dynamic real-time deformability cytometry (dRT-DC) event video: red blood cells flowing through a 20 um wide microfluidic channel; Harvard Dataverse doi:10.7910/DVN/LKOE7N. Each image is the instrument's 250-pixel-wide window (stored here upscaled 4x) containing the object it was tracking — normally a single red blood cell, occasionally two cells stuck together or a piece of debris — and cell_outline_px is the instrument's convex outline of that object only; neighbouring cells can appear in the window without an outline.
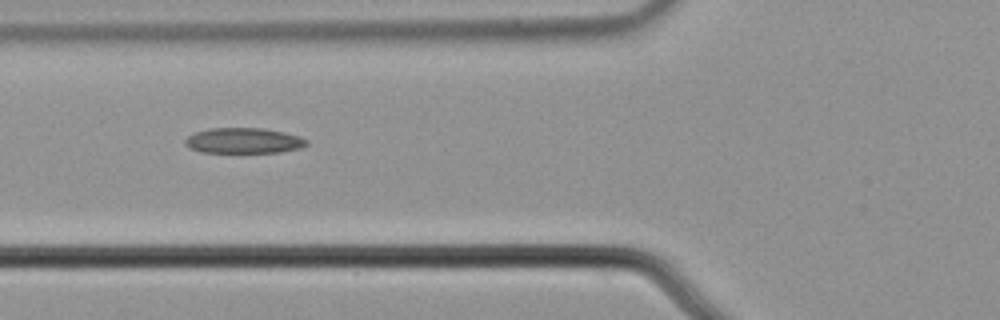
{"species": "common noctule bat (a hibernating species)", "species_latin": "Nyctalus noctula", "temperature_condition": "cold", "stored_images_in_passage": 3, "camera_frame_rate_fps": 3000, "um_per_image_px": 0.085, "animal": {"sex": "male", "body_mass_g": 21.5, "forearm_length_mm": 52.0}, "frame": {"image": 1, "passage_image": 2, "time_ms": 0.333, "image_size_px": [1000, 320], "cell_outline_px": [[308, 144], [300, 148], [280, 152], [200, 152], [188, 148], [184, 144], [184, 140], [188, 136], [196, 132], [208, 128], [264, 128], [284, 132], [300, 136], [308, 140]], "centroid_in_image_um": [20.7, 11.95], "position_along_channel_um": 105.1, "area_um2": 18.15}}
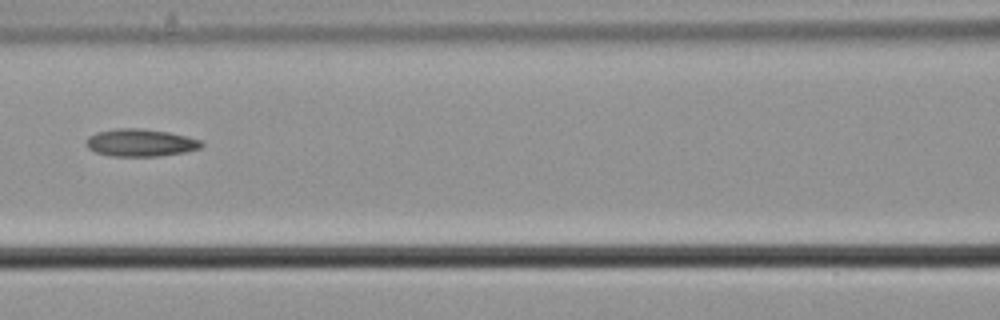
{"frame": {"image": 2, "passage_image": 3, "time_ms": 0.667, "image_size_px": [1000, 320], "cell_outline_px": [[204, 144], [200, 148], [184, 152], [156, 156], [108, 156], [96, 152], [88, 148], [84, 144], [88, 136], [96, 132], [116, 128], [144, 128], [168, 132], [188, 136], [200, 140]], "centroid_in_image_um": [11.9, 12.12], "position_along_channel_um": 154.7, "area_um2": 18.61}}